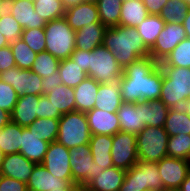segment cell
<instances>
[{"mask_svg":"<svg viewBox=\"0 0 190 191\" xmlns=\"http://www.w3.org/2000/svg\"><path fill=\"white\" fill-rule=\"evenodd\" d=\"M162 62L167 66L190 68V38L183 39Z\"/></svg>","mask_w":190,"mask_h":191,"instance_id":"40","label":"cell"},{"mask_svg":"<svg viewBox=\"0 0 190 191\" xmlns=\"http://www.w3.org/2000/svg\"><path fill=\"white\" fill-rule=\"evenodd\" d=\"M70 149L57 141L49 143L43 162L41 163L54 177L76 184L72 179L70 167Z\"/></svg>","mask_w":190,"mask_h":191,"instance_id":"12","label":"cell"},{"mask_svg":"<svg viewBox=\"0 0 190 191\" xmlns=\"http://www.w3.org/2000/svg\"><path fill=\"white\" fill-rule=\"evenodd\" d=\"M45 95L49 101L52 102L54 108L58 109L62 115L76 111L74 88L61 84L52 88V90Z\"/></svg>","mask_w":190,"mask_h":191,"instance_id":"30","label":"cell"},{"mask_svg":"<svg viewBox=\"0 0 190 191\" xmlns=\"http://www.w3.org/2000/svg\"><path fill=\"white\" fill-rule=\"evenodd\" d=\"M12 67L16 62L10 45L0 48V73Z\"/></svg>","mask_w":190,"mask_h":191,"instance_id":"48","label":"cell"},{"mask_svg":"<svg viewBox=\"0 0 190 191\" xmlns=\"http://www.w3.org/2000/svg\"><path fill=\"white\" fill-rule=\"evenodd\" d=\"M149 15H159L168 0H142Z\"/></svg>","mask_w":190,"mask_h":191,"instance_id":"51","label":"cell"},{"mask_svg":"<svg viewBox=\"0 0 190 191\" xmlns=\"http://www.w3.org/2000/svg\"><path fill=\"white\" fill-rule=\"evenodd\" d=\"M97 0H84V2H96Z\"/></svg>","mask_w":190,"mask_h":191,"instance_id":"63","label":"cell"},{"mask_svg":"<svg viewBox=\"0 0 190 191\" xmlns=\"http://www.w3.org/2000/svg\"><path fill=\"white\" fill-rule=\"evenodd\" d=\"M37 118H53V119H60L62 114L59 112L58 109H55L52 105V102L49 101L46 95L39 96L38 102V113Z\"/></svg>","mask_w":190,"mask_h":191,"instance_id":"46","label":"cell"},{"mask_svg":"<svg viewBox=\"0 0 190 191\" xmlns=\"http://www.w3.org/2000/svg\"><path fill=\"white\" fill-rule=\"evenodd\" d=\"M120 191H163L157 162L138 160L134 166L126 170Z\"/></svg>","mask_w":190,"mask_h":191,"instance_id":"6","label":"cell"},{"mask_svg":"<svg viewBox=\"0 0 190 191\" xmlns=\"http://www.w3.org/2000/svg\"><path fill=\"white\" fill-rule=\"evenodd\" d=\"M157 166L163 182V190L168 188H180L190 171L189 161L169 156L157 162Z\"/></svg>","mask_w":190,"mask_h":191,"instance_id":"14","label":"cell"},{"mask_svg":"<svg viewBox=\"0 0 190 191\" xmlns=\"http://www.w3.org/2000/svg\"><path fill=\"white\" fill-rule=\"evenodd\" d=\"M65 9L83 3L84 0H61Z\"/></svg>","mask_w":190,"mask_h":191,"instance_id":"54","label":"cell"},{"mask_svg":"<svg viewBox=\"0 0 190 191\" xmlns=\"http://www.w3.org/2000/svg\"><path fill=\"white\" fill-rule=\"evenodd\" d=\"M80 189H55L51 191H79Z\"/></svg>","mask_w":190,"mask_h":191,"instance_id":"60","label":"cell"},{"mask_svg":"<svg viewBox=\"0 0 190 191\" xmlns=\"http://www.w3.org/2000/svg\"><path fill=\"white\" fill-rule=\"evenodd\" d=\"M169 110L160 99L142 101V120L145 126L164 127Z\"/></svg>","mask_w":190,"mask_h":191,"instance_id":"29","label":"cell"},{"mask_svg":"<svg viewBox=\"0 0 190 191\" xmlns=\"http://www.w3.org/2000/svg\"><path fill=\"white\" fill-rule=\"evenodd\" d=\"M90 137L91 133L85 112L73 111L60 117L57 142L71 149L89 144Z\"/></svg>","mask_w":190,"mask_h":191,"instance_id":"5","label":"cell"},{"mask_svg":"<svg viewBox=\"0 0 190 191\" xmlns=\"http://www.w3.org/2000/svg\"><path fill=\"white\" fill-rule=\"evenodd\" d=\"M38 102L39 96L37 95L20 96L10 114L11 121L24 128L31 125L37 119Z\"/></svg>","mask_w":190,"mask_h":191,"instance_id":"22","label":"cell"},{"mask_svg":"<svg viewBox=\"0 0 190 191\" xmlns=\"http://www.w3.org/2000/svg\"><path fill=\"white\" fill-rule=\"evenodd\" d=\"M36 163L29 161L21 153L7 154L4 156L0 168V175L16 179L27 184Z\"/></svg>","mask_w":190,"mask_h":191,"instance_id":"17","label":"cell"},{"mask_svg":"<svg viewBox=\"0 0 190 191\" xmlns=\"http://www.w3.org/2000/svg\"><path fill=\"white\" fill-rule=\"evenodd\" d=\"M190 7V0H183Z\"/></svg>","mask_w":190,"mask_h":191,"instance_id":"62","label":"cell"},{"mask_svg":"<svg viewBox=\"0 0 190 191\" xmlns=\"http://www.w3.org/2000/svg\"><path fill=\"white\" fill-rule=\"evenodd\" d=\"M99 18L107 28L119 25L122 1L121 0H97Z\"/></svg>","mask_w":190,"mask_h":191,"instance_id":"34","label":"cell"},{"mask_svg":"<svg viewBox=\"0 0 190 191\" xmlns=\"http://www.w3.org/2000/svg\"><path fill=\"white\" fill-rule=\"evenodd\" d=\"M10 45L6 38L0 33V48Z\"/></svg>","mask_w":190,"mask_h":191,"instance_id":"58","label":"cell"},{"mask_svg":"<svg viewBox=\"0 0 190 191\" xmlns=\"http://www.w3.org/2000/svg\"><path fill=\"white\" fill-rule=\"evenodd\" d=\"M103 45L112 52L122 69L141 57L150 56L136 27L118 25L107 28Z\"/></svg>","mask_w":190,"mask_h":191,"instance_id":"2","label":"cell"},{"mask_svg":"<svg viewBox=\"0 0 190 191\" xmlns=\"http://www.w3.org/2000/svg\"><path fill=\"white\" fill-rule=\"evenodd\" d=\"M164 130L169 136L177 134L190 135V116L183 108H170L164 124Z\"/></svg>","mask_w":190,"mask_h":191,"instance_id":"32","label":"cell"},{"mask_svg":"<svg viewBox=\"0 0 190 191\" xmlns=\"http://www.w3.org/2000/svg\"><path fill=\"white\" fill-rule=\"evenodd\" d=\"M167 155L169 157H175L190 159V135L188 134H177L175 136H169L167 144Z\"/></svg>","mask_w":190,"mask_h":191,"instance_id":"41","label":"cell"},{"mask_svg":"<svg viewBox=\"0 0 190 191\" xmlns=\"http://www.w3.org/2000/svg\"><path fill=\"white\" fill-rule=\"evenodd\" d=\"M162 82L159 63L150 56L141 57L123 69L119 79L121 99L130 103L159 99Z\"/></svg>","mask_w":190,"mask_h":191,"instance_id":"1","label":"cell"},{"mask_svg":"<svg viewBox=\"0 0 190 191\" xmlns=\"http://www.w3.org/2000/svg\"><path fill=\"white\" fill-rule=\"evenodd\" d=\"M11 121V115L6 110L0 108V129Z\"/></svg>","mask_w":190,"mask_h":191,"instance_id":"52","label":"cell"},{"mask_svg":"<svg viewBox=\"0 0 190 191\" xmlns=\"http://www.w3.org/2000/svg\"><path fill=\"white\" fill-rule=\"evenodd\" d=\"M46 51L59 60L70 58L75 49L76 33L65 17L47 22L45 27Z\"/></svg>","mask_w":190,"mask_h":191,"instance_id":"4","label":"cell"},{"mask_svg":"<svg viewBox=\"0 0 190 191\" xmlns=\"http://www.w3.org/2000/svg\"><path fill=\"white\" fill-rule=\"evenodd\" d=\"M163 71L160 100L168 108H182L190 96V68L167 66L162 61Z\"/></svg>","mask_w":190,"mask_h":191,"instance_id":"3","label":"cell"},{"mask_svg":"<svg viewBox=\"0 0 190 191\" xmlns=\"http://www.w3.org/2000/svg\"><path fill=\"white\" fill-rule=\"evenodd\" d=\"M164 26L165 22L159 15H149L136 27L138 34L142 37L143 43L149 50L154 46Z\"/></svg>","mask_w":190,"mask_h":191,"instance_id":"33","label":"cell"},{"mask_svg":"<svg viewBox=\"0 0 190 191\" xmlns=\"http://www.w3.org/2000/svg\"><path fill=\"white\" fill-rule=\"evenodd\" d=\"M111 157L113 166L129 170L138 159L136 135L119 131L112 136Z\"/></svg>","mask_w":190,"mask_h":191,"instance_id":"11","label":"cell"},{"mask_svg":"<svg viewBox=\"0 0 190 191\" xmlns=\"http://www.w3.org/2000/svg\"><path fill=\"white\" fill-rule=\"evenodd\" d=\"M0 79L11 85L17 95H42V77L30 69L12 67L0 73Z\"/></svg>","mask_w":190,"mask_h":191,"instance_id":"10","label":"cell"},{"mask_svg":"<svg viewBox=\"0 0 190 191\" xmlns=\"http://www.w3.org/2000/svg\"><path fill=\"white\" fill-rule=\"evenodd\" d=\"M22 32L23 28L6 10V12L0 17V33L6 38L7 42L10 44L21 38Z\"/></svg>","mask_w":190,"mask_h":191,"instance_id":"43","label":"cell"},{"mask_svg":"<svg viewBox=\"0 0 190 191\" xmlns=\"http://www.w3.org/2000/svg\"><path fill=\"white\" fill-rule=\"evenodd\" d=\"M7 12L23 29L44 28L47 23L35 12L33 0H7Z\"/></svg>","mask_w":190,"mask_h":191,"instance_id":"15","label":"cell"},{"mask_svg":"<svg viewBox=\"0 0 190 191\" xmlns=\"http://www.w3.org/2000/svg\"><path fill=\"white\" fill-rule=\"evenodd\" d=\"M120 131L137 135L144 127L142 120V101L138 103L122 102L117 110Z\"/></svg>","mask_w":190,"mask_h":191,"instance_id":"20","label":"cell"},{"mask_svg":"<svg viewBox=\"0 0 190 191\" xmlns=\"http://www.w3.org/2000/svg\"><path fill=\"white\" fill-rule=\"evenodd\" d=\"M126 170L115 166L99 173L86 187L87 191H120L125 180Z\"/></svg>","mask_w":190,"mask_h":191,"instance_id":"23","label":"cell"},{"mask_svg":"<svg viewBox=\"0 0 190 191\" xmlns=\"http://www.w3.org/2000/svg\"><path fill=\"white\" fill-rule=\"evenodd\" d=\"M182 25L185 29L187 38H190V10L187 13L186 17L183 19Z\"/></svg>","mask_w":190,"mask_h":191,"instance_id":"53","label":"cell"},{"mask_svg":"<svg viewBox=\"0 0 190 191\" xmlns=\"http://www.w3.org/2000/svg\"><path fill=\"white\" fill-rule=\"evenodd\" d=\"M122 102L119 81L99 84L94 108L114 113Z\"/></svg>","mask_w":190,"mask_h":191,"instance_id":"25","label":"cell"},{"mask_svg":"<svg viewBox=\"0 0 190 191\" xmlns=\"http://www.w3.org/2000/svg\"><path fill=\"white\" fill-rule=\"evenodd\" d=\"M179 189L181 191H190V171L188 172L186 179L183 181Z\"/></svg>","mask_w":190,"mask_h":191,"instance_id":"55","label":"cell"},{"mask_svg":"<svg viewBox=\"0 0 190 191\" xmlns=\"http://www.w3.org/2000/svg\"><path fill=\"white\" fill-rule=\"evenodd\" d=\"M190 7L183 0H168L159 13L165 23H182Z\"/></svg>","mask_w":190,"mask_h":191,"instance_id":"38","label":"cell"},{"mask_svg":"<svg viewBox=\"0 0 190 191\" xmlns=\"http://www.w3.org/2000/svg\"><path fill=\"white\" fill-rule=\"evenodd\" d=\"M4 156H5V154H4L3 151L0 149V168H1L2 162H3V160H4Z\"/></svg>","mask_w":190,"mask_h":191,"instance_id":"59","label":"cell"},{"mask_svg":"<svg viewBox=\"0 0 190 191\" xmlns=\"http://www.w3.org/2000/svg\"><path fill=\"white\" fill-rule=\"evenodd\" d=\"M185 38L187 36L182 23H165L164 29L150 49V57L158 63L163 61Z\"/></svg>","mask_w":190,"mask_h":191,"instance_id":"13","label":"cell"},{"mask_svg":"<svg viewBox=\"0 0 190 191\" xmlns=\"http://www.w3.org/2000/svg\"><path fill=\"white\" fill-rule=\"evenodd\" d=\"M62 84V79L60 78L59 71L51 74L48 77L42 79V95L49 93L52 88L56 87L57 85Z\"/></svg>","mask_w":190,"mask_h":191,"instance_id":"50","label":"cell"},{"mask_svg":"<svg viewBox=\"0 0 190 191\" xmlns=\"http://www.w3.org/2000/svg\"><path fill=\"white\" fill-rule=\"evenodd\" d=\"M10 47L15 58L16 67L31 70L37 53L31 50V48L21 38L10 43Z\"/></svg>","mask_w":190,"mask_h":191,"instance_id":"39","label":"cell"},{"mask_svg":"<svg viewBox=\"0 0 190 191\" xmlns=\"http://www.w3.org/2000/svg\"><path fill=\"white\" fill-rule=\"evenodd\" d=\"M123 69L117 63L112 52L104 45L90 51L89 74L98 83L117 82L122 77Z\"/></svg>","mask_w":190,"mask_h":191,"instance_id":"8","label":"cell"},{"mask_svg":"<svg viewBox=\"0 0 190 191\" xmlns=\"http://www.w3.org/2000/svg\"><path fill=\"white\" fill-rule=\"evenodd\" d=\"M21 39L36 53L46 51L44 28L23 29Z\"/></svg>","mask_w":190,"mask_h":191,"instance_id":"44","label":"cell"},{"mask_svg":"<svg viewBox=\"0 0 190 191\" xmlns=\"http://www.w3.org/2000/svg\"><path fill=\"white\" fill-rule=\"evenodd\" d=\"M35 12L46 22L64 17L65 7L61 0H33Z\"/></svg>","mask_w":190,"mask_h":191,"instance_id":"37","label":"cell"},{"mask_svg":"<svg viewBox=\"0 0 190 191\" xmlns=\"http://www.w3.org/2000/svg\"><path fill=\"white\" fill-rule=\"evenodd\" d=\"M91 135H115L120 131L117 113L93 108L86 112Z\"/></svg>","mask_w":190,"mask_h":191,"instance_id":"18","label":"cell"},{"mask_svg":"<svg viewBox=\"0 0 190 191\" xmlns=\"http://www.w3.org/2000/svg\"><path fill=\"white\" fill-rule=\"evenodd\" d=\"M0 191H27V184L10 177L0 175Z\"/></svg>","mask_w":190,"mask_h":191,"instance_id":"47","label":"cell"},{"mask_svg":"<svg viewBox=\"0 0 190 191\" xmlns=\"http://www.w3.org/2000/svg\"><path fill=\"white\" fill-rule=\"evenodd\" d=\"M148 16L149 13L142 0L123 1L119 25L127 27H137Z\"/></svg>","mask_w":190,"mask_h":191,"instance_id":"28","label":"cell"},{"mask_svg":"<svg viewBox=\"0 0 190 191\" xmlns=\"http://www.w3.org/2000/svg\"><path fill=\"white\" fill-rule=\"evenodd\" d=\"M58 71L62 79V84L67 87L75 88L87 77V73L70 58L60 60Z\"/></svg>","mask_w":190,"mask_h":191,"instance_id":"35","label":"cell"},{"mask_svg":"<svg viewBox=\"0 0 190 191\" xmlns=\"http://www.w3.org/2000/svg\"><path fill=\"white\" fill-rule=\"evenodd\" d=\"M79 191H87L85 188H81Z\"/></svg>","mask_w":190,"mask_h":191,"instance_id":"64","label":"cell"},{"mask_svg":"<svg viewBox=\"0 0 190 191\" xmlns=\"http://www.w3.org/2000/svg\"><path fill=\"white\" fill-rule=\"evenodd\" d=\"M99 84L96 80L87 76L74 88L76 111L86 113L94 108Z\"/></svg>","mask_w":190,"mask_h":191,"instance_id":"27","label":"cell"},{"mask_svg":"<svg viewBox=\"0 0 190 191\" xmlns=\"http://www.w3.org/2000/svg\"><path fill=\"white\" fill-rule=\"evenodd\" d=\"M163 191H181L179 188H168L164 189Z\"/></svg>","mask_w":190,"mask_h":191,"instance_id":"61","label":"cell"},{"mask_svg":"<svg viewBox=\"0 0 190 191\" xmlns=\"http://www.w3.org/2000/svg\"><path fill=\"white\" fill-rule=\"evenodd\" d=\"M22 140V127L10 121L0 129V149L5 155L19 153Z\"/></svg>","mask_w":190,"mask_h":191,"instance_id":"31","label":"cell"},{"mask_svg":"<svg viewBox=\"0 0 190 191\" xmlns=\"http://www.w3.org/2000/svg\"><path fill=\"white\" fill-rule=\"evenodd\" d=\"M48 146L49 143L42 140V137L35 134L33 130L22 127V140L19 153L25 156L29 161L41 164Z\"/></svg>","mask_w":190,"mask_h":191,"instance_id":"21","label":"cell"},{"mask_svg":"<svg viewBox=\"0 0 190 191\" xmlns=\"http://www.w3.org/2000/svg\"><path fill=\"white\" fill-rule=\"evenodd\" d=\"M7 10V1H0V17L6 12Z\"/></svg>","mask_w":190,"mask_h":191,"instance_id":"56","label":"cell"},{"mask_svg":"<svg viewBox=\"0 0 190 191\" xmlns=\"http://www.w3.org/2000/svg\"><path fill=\"white\" fill-rule=\"evenodd\" d=\"M18 98L14 88L0 79V108L11 114Z\"/></svg>","mask_w":190,"mask_h":191,"instance_id":"45","label":"cell"},{"mask_svg":"<svg viewBox=\"0 0 190 191\" xmlns=\"http://www.w3.org/2000/svg\"><path fill=\"white\" fill-rule=\"evenodd\" d=\"M89 146L90 153L93 156V161H95L100 169H107L113 166L111 157V135H91Z\"/></svg>","mask_w":190,"mask_h":191,"instance_id":"26","label":"cell"},{"mask_svg":"<svg viewBox=\"0 0 190 191\" xmlns=\"http://www.w3.org/2000/svg\"><path fill=\"white\" fill-rule=\"evenodd\" d=\"M78 184H69L66 180L54 177L42 165L36 164L29 181L27 191H51L55 189H81Z\"/></svg>","mask_w":190,"mask_h":191,"instance_id":"16","label":"cell"},{"mask_svg":"<svg viewBox=\"0 0 190 191\" xmlns=\"http://www.w3.org/2000/svg\"><path fill=\"white\" fill-rule=\"evenodd\" d=\"M184 111L190 116V96L184 103L183 107Z\"/></svg>","mask_w":190,"mask_h":191,"instance_id":"57","label":"cell"},{"mask_svg":"<svg viewBox=\"0 0 190 191\" xmlns=\"http://www.w3.org/2000/svg\"><path fill=\"white\" fill-rule=\"evenodd\" d=\"M89 56H90V51H85L76 48L70 55V59L76 64H78L81 67V69L85 73H87V76L89 74Z\"/></svg>","mask_w":190,"mask_h":191,"instance_id":"49","label":"cell"},{"mask_svg":"<svg viewBox=\"0 0 190 191\" xmlns=\"http://www.w3.org/2000/svg\"><path fill=\"white\" fill-rule=\"evenodd\" d=\"M69 153L72 179L82 188H85L95 177L99 176V173L105 170L100 169L93 161L89 144L71 148Z\"/></svg>","mask_w":190,"mask_h":191,"instance_id":"9","label":"cell"},{"mask_svg":"<svg viewBox=\"0 0 190 191\" xmlns=\"http://www.w3.org/2000/svg\"><path fill=\"white\" fill-rule=\"evenodd\" d=\"M33 130L35 134L42 137V140L52 143L56 141L59 129V119L37 118L31 125L26 127Z\"/></svg>","mask_w":190,"mask_h":191,"instance_id":"36","label":"cell"},{"mask_svg":"<svg viewBox=\"0 0 190 191\" xmlns=\"http://www.w3.org/2000/svg\"><path fill=\"white\" fill-rule=\"evenodd\" d=\"M64 17L74 31L92 23H101L96 2H83L69 7Z\"/></svg>","mask_w":190,"mask_h":191,"instance_id":"19","label":"cell"},{"mask_svg":"<svg viewBox=\"0 0 190 191\" xmlns=\"http://www.w3.org/2000/svg\"><path fill=\"white\" fill-rule=\"evenodd\" d=\"M168 133L164 127L145 126L136 135L138 159L146 162H159L167 157Z\"/></svg>","mask_w":190,"mask_h":191,"instance_id":"7","label":"cell"},{"mask_svg":"<svg viewBox=\"0 0 190 191\" xmlns=\"http://www.w3.org/2000/svg\"><path fill=\"white\" fill-rule=\"evenodd\" d=\"M107 27L102 23H92L75 31V48L85 51H93L103 45L104 34Z\"/></svg>","mask_w":190,"mask_h":191,"instance_id":"24","label":"cell"},{"mask_svg":"<svg viewBox=\"0 0 190 191\" xmlns=\"http://www.w3.org/2000/svg\"><path fill=\"white\" fill-rule=\"evenodd\" d=\"M60 60L47 51L37 53L31 71L42 78L48 77L58 71Z\"/></svg>","mask_w":190,"mask_h":191,"instance_id":"42","label":"cell"}]
</instances>
